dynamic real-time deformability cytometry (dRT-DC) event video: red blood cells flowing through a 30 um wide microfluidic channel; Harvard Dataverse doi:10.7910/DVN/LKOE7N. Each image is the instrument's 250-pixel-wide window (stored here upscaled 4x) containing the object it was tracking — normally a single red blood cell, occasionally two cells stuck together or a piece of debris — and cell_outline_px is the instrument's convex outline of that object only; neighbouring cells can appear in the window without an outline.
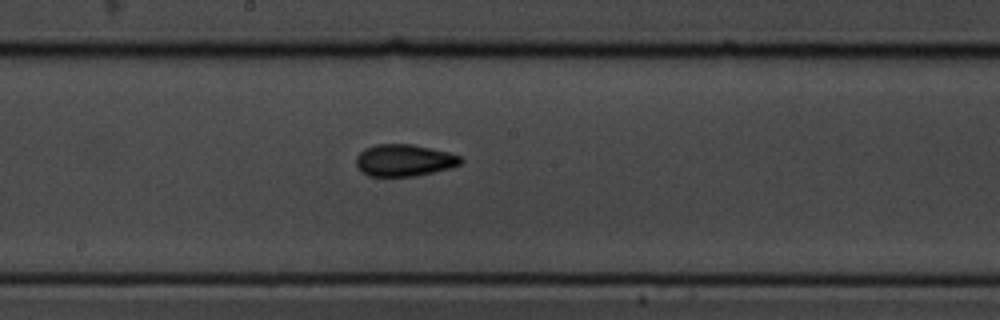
{"species": "common noctule bat (a hibernating species)", "species_latin": "Nyctalus noctula", "temperature_condition": "cold", "stored_images_in_passage": 10, "camera_frame_rate_fps": 3000, "um_per_image_px": 0.085, "animal": {"sex": "male", "body_mass_g": 19.5, "forearm_length_mm": 54.6}, "frame": {"image": 1, "passage_image": 10, "time_ms": 3.0, "image_size_px": [1000, 320], "cell_outline_px": [[464, 160], [460, 164], [452, 168], [416, 176], [368, 176], [360, 172], [356, 164], [356, 156], [364, 148], [376, 144], [412, 144], [448, 152], [460, 156]], "centroid_in_image_um": [34.34, 13.63], "position_along_channel_um": 213.9, "area_um2": 19.65}}